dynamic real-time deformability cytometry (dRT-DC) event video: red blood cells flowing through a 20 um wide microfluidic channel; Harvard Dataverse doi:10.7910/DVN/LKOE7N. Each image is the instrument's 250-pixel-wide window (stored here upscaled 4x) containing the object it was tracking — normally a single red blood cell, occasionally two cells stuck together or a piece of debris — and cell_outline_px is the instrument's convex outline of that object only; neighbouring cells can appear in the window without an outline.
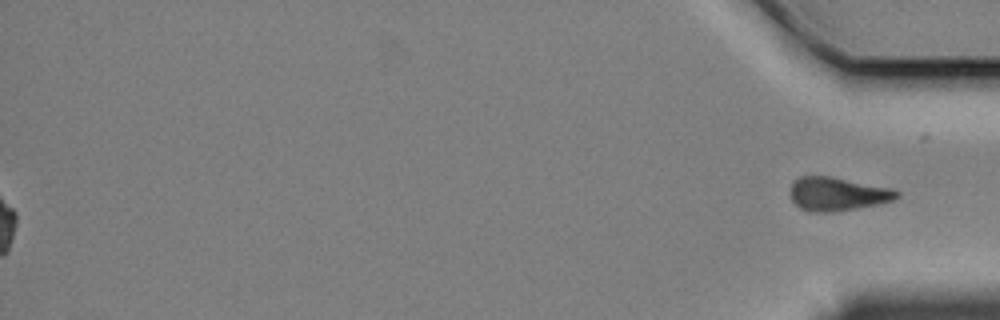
{"species": "Egyptian fruit bat (a non-hibernating species)", "species_latin": "Rousettus aegyptiacus", "temperature_condition": "cold", "stored_images_in_passage": 58, "segment_of_instrument_passage": [2, 2], "camera_frame_rate_fps": 3000, "um_per_image_px": 0.085, "animal": {"sex": "female"}, "frame": {"image": 1, "passage_image": 58, "time_ms": 19.0, "image_size_px": [1000, 320], "cell_outline_px": [[900, 196], [896, 200], [880, 204], [832, 212], [808, 212], [800, 208], [792, 200], [792, 184], [800, 176], [832, 176], [892, 188], [900, 192]], "centroid_in_image_um": [71.25, 16.49], "position_along_channel_um": 364.0, "area_um2": 20.92}}